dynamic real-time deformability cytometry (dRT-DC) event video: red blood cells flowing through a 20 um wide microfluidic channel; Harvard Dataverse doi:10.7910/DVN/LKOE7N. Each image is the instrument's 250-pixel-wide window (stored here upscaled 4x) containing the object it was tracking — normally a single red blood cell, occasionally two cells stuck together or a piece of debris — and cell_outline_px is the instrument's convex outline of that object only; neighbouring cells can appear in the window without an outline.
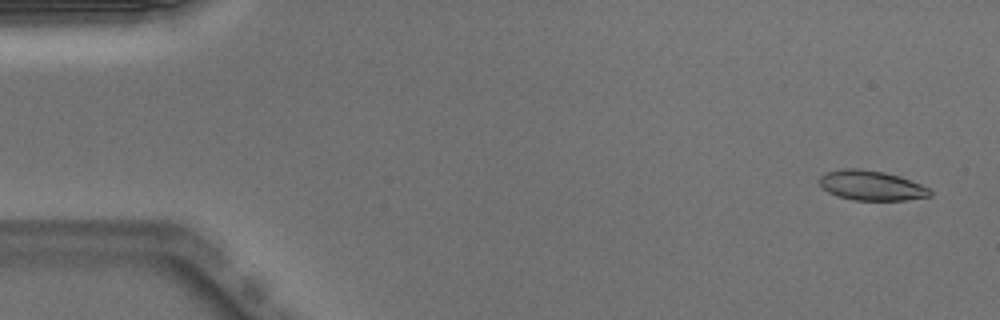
{"species": "Egyptian fruit bat (a non-hibernating species)", "species_latin": "Rousettus aegyptiacus", "temperature_condition": "warm", "stored_images_in_passage": 51, "camera_frame_rate_fps": 3000, "um_per_image_px": 0.085, "animal": {"sex": "male"}, "frame": {"image": 1, "passage_image": 3, "time_ms": 0.667, "image_size_px": [1000, 320], "cell_outline_px": [[932, 196], [904, 200], [852, 200], [828, 192], [820, 184], [820, 176], [828, 172], [844, 168], [860, 168], [884, 172], [932, 188]], "centroid_in_image_um": [74.09, 15.77], "position_along_channel_um": 10.9, "area_um2": 19.02}}
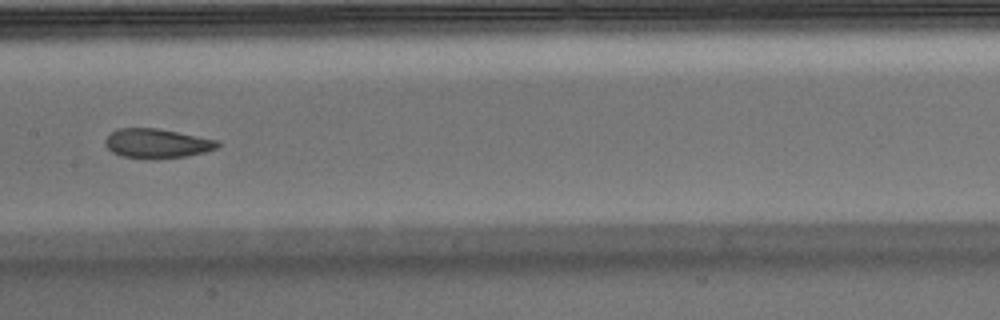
{"frame": {"image": 2, "passage_image": 26, "time_ms": 8.333, "image_size_px": [1000, 320], "cell_outline_px": [[220, 144], [216, 148], [204, 152], [184, 156], [152, 160], [120, 156], [112, 152], [104, 144], [104, 140], [112, 132], [120, 128], [160, 128], [216, 140]], "centroid_in_image_um": [13.29, 12.2], "position_along_channel_um": 194.1, "area_um2": 19.31}}
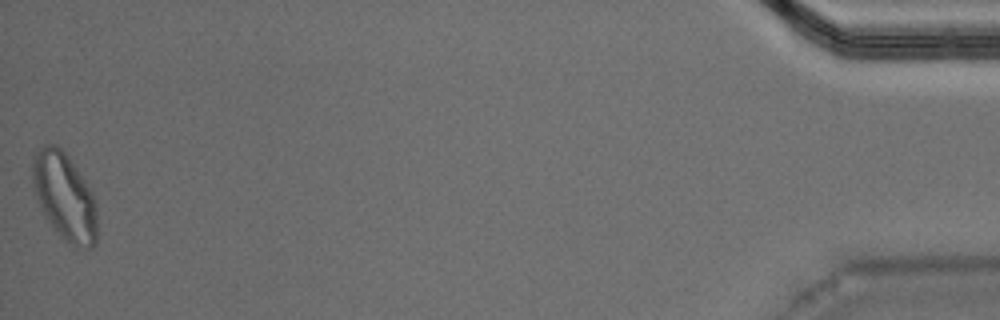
{"frame": {"image": 3, "passage_image": 51, "time_ms": 16.667, "image_size_px": [1000, 320], "cell_outline_px": [[96, 244], [92, 248], [76, 248], [44, 216], [32, 180], [32, 164], [36, 152], [44, 144], [56, 144], [68, 156], [92, 192], [96, 200]], "centroid_in_image_um": [5.51, 16.68], "position_along_channel_um": 429.7, "area_um2": 32.14}, "authors_computed_cell_mechanics": {"area_um2": 19.5364, "velocity_mm_per_s": 3.9763, "shape_relaxation_time_tau1_ms": 5.3899, "shape_relaxation_time_tau2_ms": 1.6645, "deformation_change_tau1": 0.1673, "deformation_change_tau2": 0.0799}}